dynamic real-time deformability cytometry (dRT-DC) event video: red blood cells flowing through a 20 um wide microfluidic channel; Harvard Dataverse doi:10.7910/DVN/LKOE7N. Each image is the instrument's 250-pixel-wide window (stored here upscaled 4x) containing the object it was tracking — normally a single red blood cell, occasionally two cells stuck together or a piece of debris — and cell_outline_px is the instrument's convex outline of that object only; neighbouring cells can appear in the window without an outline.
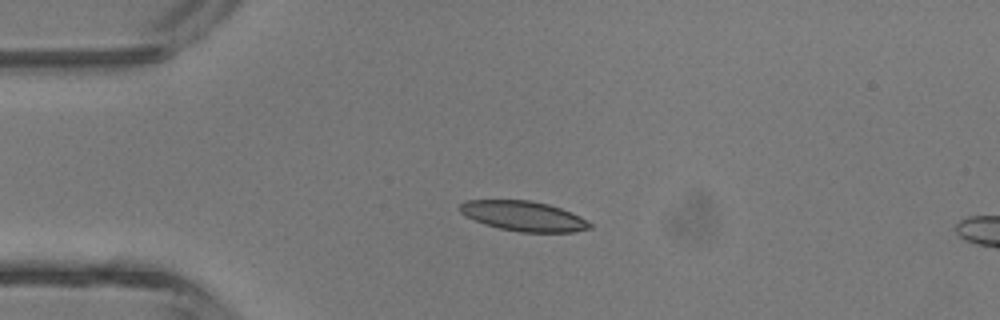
{"species": "common noctule bat (a hibernating species)", "species_latin": "Nyctalus noctula", "temperature_condition": "room temperature", "stored_images_in_passage": 4, "camera_frame_rate_fps": 3000, "um_per_image_px": 0.085, "animal": {"sex": "male", "body_mass_g": 13.3}, "frame": {"image": 1, "passage_image": 3, "time_ms": 2.333, "image_size_px": [1000, 320], "cell_outline_px": [[592, 228], [572, 232], [520, 232], [500, 228], [484, 224], [464, 216], [460, 212], [460, 204], [468, 200], [532, 200], [548, 204], [572, 212], [580, 216], [592, 224]], "centroid_in_image_um": [44.51, 18.36], "position_along_channel_um": 40.5, "area_um2": 22.72}}